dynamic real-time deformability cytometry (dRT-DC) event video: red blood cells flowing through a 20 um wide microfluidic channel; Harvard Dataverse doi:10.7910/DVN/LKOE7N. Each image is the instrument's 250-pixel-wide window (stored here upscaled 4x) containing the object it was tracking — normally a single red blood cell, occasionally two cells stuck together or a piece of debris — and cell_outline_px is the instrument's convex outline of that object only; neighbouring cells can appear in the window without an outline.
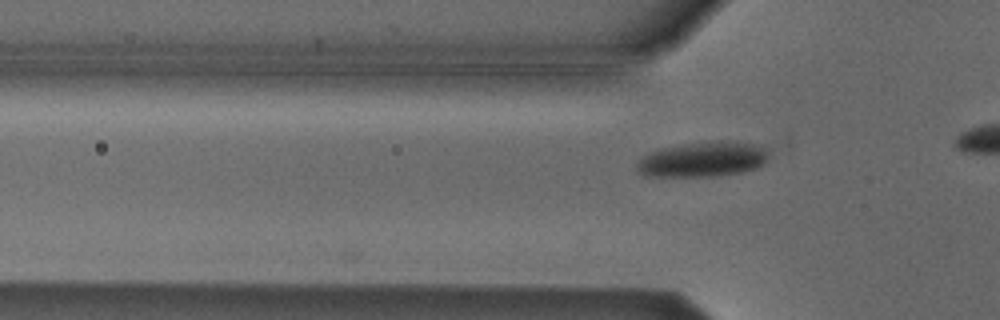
{"species": "Egyptian fruit bat (a non-hibernating species)", "species_latin": "Rousettus aegyptiacus", "temperature_condition": "cold", "stored_images_in_passage": 3, "camera_frame_rate_fps": 3000, "um_per_image_px": 0.085, "animal": {"sex": "male"}, "frame": {"image": 1, "passage_image": 3, "time_ms": 0.667, "image_size_px": [1000, 320], "cell_outline_px": [[764, 164], [756, 168], [740, 172], [716, 176], [644, 176], [636, 172], [636, 164], [644, 156], [660, 148], [684, 144], [716, 140], [736, 140], [760, 144], [764, 148]], "centroid_in_image_um": [59.72, 13.53], "position_along_channel_um": 66.1, "area_um2": 26.99}}